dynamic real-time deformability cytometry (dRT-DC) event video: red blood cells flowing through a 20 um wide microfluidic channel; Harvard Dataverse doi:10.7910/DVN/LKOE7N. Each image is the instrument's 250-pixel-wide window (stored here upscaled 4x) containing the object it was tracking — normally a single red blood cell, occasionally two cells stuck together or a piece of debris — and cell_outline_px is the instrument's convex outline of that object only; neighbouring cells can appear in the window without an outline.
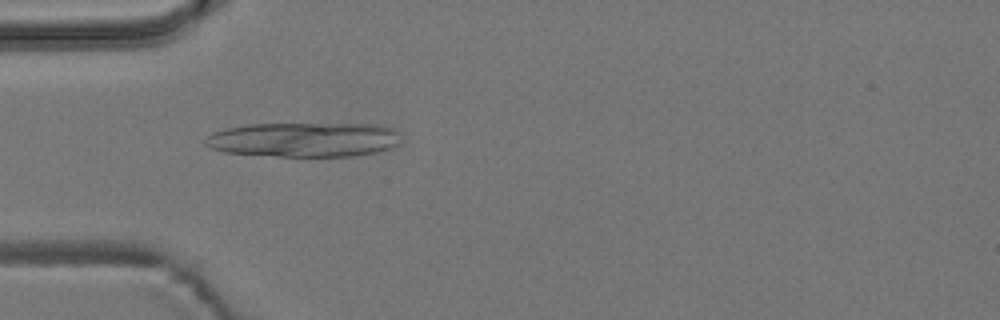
{"species": "common noctule bat (a hibernating species)", "species_latin": "Nyctalus noctula", "temperature_condition": "room temperature", "stored_images_in_passage": 6, "camera_frame_rate_fps": 3000, "um_per_image_px": 0.085, "animal": {"sex": "male", "body_mass_g": 19.2, "forearm_length_mm": 51.8}, "frame": {"image": 1, "passage_image": 6, "time_ms": 6.0, "image_size_px": [1000, 320], "cell_outline_px": [[400, 144], [376, 152], [352, 156], [276, 156], [224, 152], [212, 148], [204, 144], [204, 140], [212, 132], [224, 128], [248, 124], [380, 124], [392, 128], [400, 132]], "centroid_in_image_um": [25.85, 11.86], "position_along_channel_um": 59.1, "area_um2": 39.65}}